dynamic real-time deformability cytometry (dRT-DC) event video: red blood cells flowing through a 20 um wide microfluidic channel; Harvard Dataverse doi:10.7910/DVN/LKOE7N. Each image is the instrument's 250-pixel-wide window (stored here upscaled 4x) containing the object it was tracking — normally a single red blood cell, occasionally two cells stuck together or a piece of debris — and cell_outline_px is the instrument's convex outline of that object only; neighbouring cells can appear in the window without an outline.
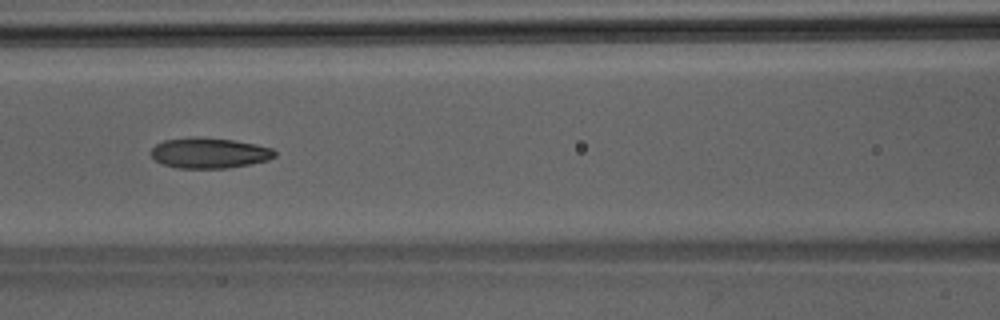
{"species": "Egyptian fruit bat (a non-hibernating species)", "species_latin": "Rousettus aegyptiacus", "temperature_condition": "room temperature", "stored_images_in_passage": 40, "segment_of_instrument_passage": [1, 2], "camera_frame_rate_fps": 3000, "um_per_image_px": 0.085, "animal": {"sex": "male"}, "frame": {"image": 1, "passage_image": 13, "time_ms": 4.0, "image_size_px": [1000, 320], "cell_outline_px": [[276, 156], [268, 160], [252, 164], [228, 168], [176, 168], [164, 164], [156, 160], [152, 156], [152, 148], [156, 144], [164, 140], [192, 136], [200, 136], [232, 140], [256, 144], [272, 148], [276, 152]], "centroid_in_image_um": [17.81, 12.99], "position_along_channel_um": 148.8, "area_um2": 22.14}}
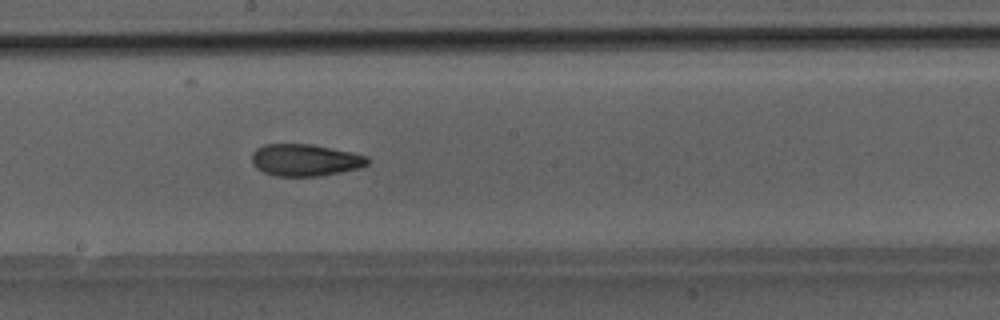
{"frame": {"image": 2, "passage_image": 18, "time_ms": 5.667, "image_size_px": [1000, 320], "cell_outline_px": [[368, 164], [360, 168], [340, 172], [316, 176], [276, 176], [264, 172], [256, 168], [252, 164], [252, 152], [256, 148], [264, 144], [312, 144], [352, 152], [368, 156]], "centroid_in_image_um": [25.92, 13.6], "position_along_channel_um": 222.3, "area_um2": 21.62}}
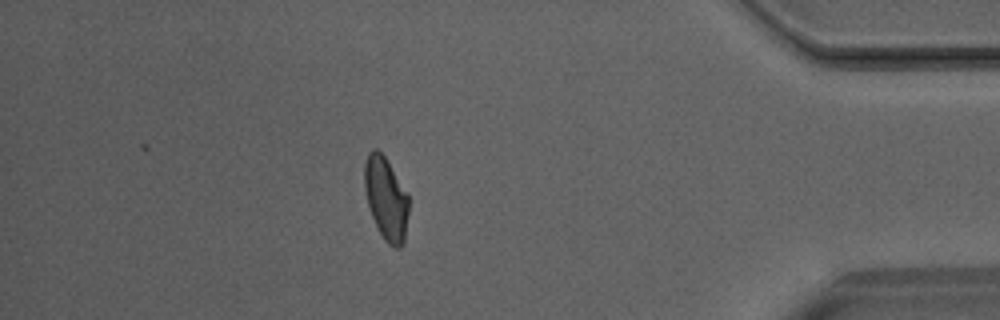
{"frame": {"image": 3, "passage_image": 33, "time_ms": 10.667, "image_size_px": [1000, 320], "cell_outline_px": [[408, 212], [404, 240], [400, 248], [392, 248], [384, 240], [372, 216], [368, 204], [364, 188], [364, 164], [368, 152], [372, 148], [376, 148], [384, 156], [408, 196]], "centroid_in_image_um": [32.79, 16.88], "position_along_channel_um": 402.4, "area_um2": 21.04}}